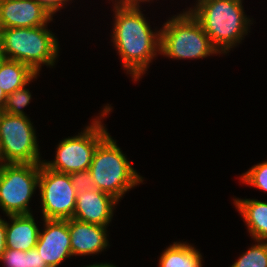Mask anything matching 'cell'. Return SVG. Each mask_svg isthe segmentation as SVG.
Instances as JSON below:
<instances>
[{
  "label": "cell",
  "mask_w": 267,
  "mask_h": 267,
  "mask_svg": "<svg viewBox=\"0 0 267 267\" xmlns=\"http://www.w3.org/2000/svg\"><path fill=\"white\" fill-rule=\"evenodd\" d=\"M114 9L111 40L126 73L135 82L145 75L152 60L160 53L161 31L151 30L140 6H114Z\"/></svg>",
  "instance_id": "1"
},
{
  "label": "cell",
  "mask_w": 267,
  "mask_h": 267,
  "mask_svg": "<svg viewBox=\"0 0 267 267\" xmlns=\"http://www.w3.org/2000/svg\"><path fill=\"white\" fill-rule=\"evenodd\" d=\"M188 11L203 27L221 54L241 43L253 24L245 15L242 0H197Z\"/></svg>",
  "instance_id": "2"
},
{
  "label": "cell",
  "mask_w": 267,
  "mask_h": 267,
  "mask_svg": "<svg viewBox=\"0 0 267 267\" xmlns=\"http://www.w3.org/2000/svg\"><path fill=\"white\" fill-rule=\"evenodd\" d=\"M59 48L58 39L47 25L0 28V49L6 58L28 65L38 75L42 64L55 65Z\"/></svg>",
  "instance_id": "3"
},
{
  "label": "cell",
  "mask_w": 267,
  "mask_h": 267,
  "mask_svg": "<svg viewBox=\"0 0 267 267\" xmlns=\"http://www.w3.org/2000/svg\"><path fill=\"white\" fill-rule=\"evenodd\" d=\"M88 170L95 188L118 201L127 191L144 181L110 134L96 147Z\"/></svg>",
  "instance_id": "4"
},
{
  "label": "cell",
  "mask_w": 267,
  "mask_h": 267,
  "mask_svg": "<svg viewBox=\"0 0 267 267\" xmlns=\"http://www.w3.org/2000/svg\"><path fill=\"white\" fill-rule=\"evenodd\" d=\"M160 53L172 59H200L220 54L203 27L187 10L162 25Z\"/></svg>",
  "instance_id": "5"
},
{
  "label": "cell",
  "mask_w": 267,
  "mask_h": 267,
  "mask_svg": "<svg viewBox=\"0 0 267 267\" xmlns=\"http://www.w3.org/2000/svg\"><path fill=\"white\" fill-rule=\"evenodd\" d=\"M109 112L112 107L107 104L82 132L59 142L53 161L43 160L42 163L53 171L66 174L88 170L96 147L109 134L101 122Z\"/></svg>",
  "instance_id": "6"
},
{
  "label": "cell",
  "mask_w": 267,
  "mask_h": 267,
  "mask_svg": "<svg viewBox=\"0 0 267 267\" xmlns=\"http://www.w3.org/2000/svg\"><path fill=\"white\" fill-rule=\"evenodd\" d=\"M36 131L28 116L0 112L2 164H41Z\"/></svg>",
  "instance_id": "7"
},
{
  "label": "cell",
  "mask_w": 267,
  "mask_h": 267,
  "mask_svg": "<svg viewBox=\"0 0 267 267\" xmlns=\"http://www.w3.org/2000/svg\"><path fill=\"white\" fill-rule=\"evenodd\" d=\"M41 164L0 165V208L8 215L31 214L29 201L39 181Z\"/></svg>",
  "instance_id": "8"
},
{
  "label": "cell",
  "mask_w": 267,
  "mask_h": 267,
  "mask_svg": "<svg viewBox=\"0 0 267 267\" xmlns=\"http://www.w3.org/2000/svg\"><path fill=\"white\" fill-rule=\"evenodd\" d=\"M38 187L43 219L68 220L73 217L77 191L69 174L53 171L41 163Z\"/></svg>",
  "instance_id": "9"
},
{
  "label": "cell",
  "mask_w": 267,
  "mask_h": 267,
  "mask_svg": "<svg viewBox=\"0 0 267 267\" xmlns=\"http://www.w3.org/2000/svg\"><path fill=\"white\" fill-rule=\"evenodd\" d=\"M44 229L39 231L35 248L49 267H58L72 257L69 234V219H43Z\"/></svg>",
  "instance_id": "10"
},
{
  "label": "cell",
  "mask_w": 267,
  "mask_h": 267,
  "mask_svg": "<svg viewBox=\"0 0 267 267\" xmlns=\"http://www.w3.org/2000/svg\"><path fill=\"white\" fill-rule=\"evenodd\" d=\"M53 16L35 0H0V28L39 27Z\"/></svg>",
  "instance_id": "11"
},
{
  "label": "cell",
  "mask_w": 267,
  "mask_h": 267,
  "mask_svg": "<svg viewBox=\"0 0 267 267\" xmlns=\"http://www.w3.org/2000/svg\"><path fill=\"white\" fill-rule=\"evenodd\" d=\"M118 200L113 196L97 190L77 193L73 219L108 226L113 218Z\"/></svg>",
  "instance_id": "12"
},
{
  "label": "cell",
  "mask_w": 267,
  "mask_h": 267,
  "mask_svg": "<svg viewBox=\"0 0 267 267\" xmlns=\"http://www.w3.org/2000/svg\"><path fill=\"white\" fill-rule=\"evenodd\" d=\"M107 226L69 219L72 255H96L109 245Z\"/></svg>",
  "instance_id": "13"
},
{
  "label": "cell",
  "mask_w": 267,
  "mask_h": 267,
  "mask_svg": "<svg viewBox=\"0 0 267 267\" xmlns=\"http://www.w3.org/2000/svg\"><path fill=\"white\" fill-rule=\"evenodd\" d=\"M11 223L6 221V248L29 251L34 249L39 231L33 214L8 215Z\"/></svg>",
  "instance_id": "14"
},
{
  "label": "cell",
  "mask_w": 267,
  "mask_h": 267,
  "mask_svg": "<svg viewBox=\"0 0 267 267\" xmlns=\"http://www.w3.org/2000/svg\"><path fill=\"white\" fill-rule=\"evenodd\" d=\"M234 205L254 240L267 241V202L235 198Z\"/></svg>",
  "instance_id": "15"
},
{
  "label": "cell",
  "mask_w": 267,
  "mask_h": 267,
  "mask_svg": "<svg viewBox=\"0 0 267 267\" xmlns=\"http://www.w3.org/2000/svg\"><path fill=\"white\" fill-rule=\"evenodd\" d=\"M36 74L28 65L22 62L5 59L0 67V87L6 95L30 84L37 79Z\"/></svg>",
  "instance_id": "16"
},
{
  "label": "cell",
  "mask_w": 267,
  "mask_h": 267,
  "mask_svg": "<svg viewBox=\"0 0 267 267\" xmlns=\"http://www.w3.org/2000/svg\"><path fill=\"white\" fill-rule=\"evenodd\" d=\"M202 255L194 246L185 242H174L164 249L159 258V267H203Z\"/></svg>",
  "instance_id": "17"
},
{
  "label": "cell",
  "mask_w": 267,
  "mask_h": 267,
  "mask_svg": "<svg viewBox=\"0 0 267 267\" xmlns=\"http://www.w3.org/2000/svg\"><path fill=\"white\" fill-rule=\"evenodd\" d=\"M254 241L256 244L250 246L230 267H267V241Z\"/></svg>",
  "instance_id": "18"
},
{
  "label": "cell",
  "mask_w": 267,
  "mask_h": 267,
  "mask_svg": "<svg viewBox=\"0 0 267 267\" xmlns=\"http://www.w3.org/2000/svg\"><path fill=\"white\" fill-rule=\"evenodd\" d=\"M26 86L27 85L7 95L6 103L2 112L11 115L27 116L22 108L27 107V105L30 104L32 96Z\"/></svg>",
  "instance_id": "19"
},
{
  "label": "cell",
  "mask_w": 267,
  "mask_h": 267,
  "mask_svg": "<svg viewBox=\"0 0 267 267\" xmlns=\"http://www.w3.org/2000/svg\"><path fill=\"white\" fill-rule=\"evenodd\" d=\"M241 182L267 192V160L252 166L240 177Z\"/></svg>",
  "instance_id": "20"
},
{
  "label": "cell",
  "mask_w": 267,
  "mask_h": 267,
  "mask_svg": "<svg viewBox=\"0 0 267 267\" xmlns=\"http://www.w3.org/2000/svg\"><path fill=\"white\" fill-rule=\"evenodd\" d=\"M0 261L4 263V267H29V251L6 248Z\"/></svg>",
  "instance_id": "21"
},
{
  "label": "cell",
  "mask_w": 267,
  "mask_h": 267,
  "mask_svg": "<svg viewBox=\"0 0 267 267\" xmlns=\"http://www.w3.org/2000/svg\"><path fill=\"white\" fill-rule=\"evenodd\" d=\"M69 175L77 193L95 189L94 179L89 170L76 171L74 173H70Z\"/></svg>",
  "instance_id": "22"
},
{
  "label": "cell",
  "mask_w": 267,
  "mask_h": 267,
  "mask_svg": "<svg viewBox=\"0 0 267 267\" xmlns=\"http://www.w3.org/2000/svg\"><path fill=\"white\" fill-rule=\"evenodd\" d=\"M44 9H46L52 16L60 9L64 8L67 2L72 0H35Z\"/></svg>",
  "instance_id": "23"
},
{
  "label": "cell",
  "mask_w": 267,
  "mask_h": 267,
  "mask_svg": "<svg viewBox=\"0 0 267 267\" xmlns=\"http://www.w3.org/2000/svg\"><path fill=\"white\" fill-rule=\"evenodd\" d=\"M29 267H49L36 248L29 250Z\"/></svg>",
  "instance_id": "24"
},
{
  "label": "cell",
  "mask_w": 267,
  "mask_h": 267,
  "mask_svg": "<svg viewBox=\"0 0 267 267\" xmlns=\"http://www.w3.org/2000/svg\"><path fill=\"white\" fill-rule=\"evenodd\" d=\"M5 235H6V221L5 219L0 217V258L2 253L6 249V242H5Z\"/></svg>",
  "instance_id": "25"
},
{
  "label": "cell",
  "mask_w": 267,
  "mask_h": 267,
  "mask_svg": "<svg viewBox=\"0 0 267 267\" xmlns=\"http://www.w3.org/2000/svg\"><path fill=\"white\" fill-rule=\"evenodd\" d=\"M114 1L113 4L115 3L114 4L115 6H130V5L140 6L141 2H150V0H114Z\"/></svg>",
  "instance_id": "26"
},
{
  "label": "cell",
  "mask_w": 267,
  "mask_h": 267,
  "mask_svg": "<svg viewBox=\"0 0 267 267\" xmlns=\"http://www.w3.org/2000/svg\"><path fill=\"white\" fill-rule=\"evenodd\" d=\"M7 95L4 93V90L0 87V112L3 111L5 103H6Z\"/></svg>",
  "instance_id": "27"
},
{
  "label": "cell",
  "mask_w": 267,
  "mask_h": 267,
  "mask_svg": "<svg viewBox=\"0 0 267 267\" xmlns=\"http://www.w3.org/2000/svg\"><path fill=\"white\" fill-rule=\"evenodd\" d=\"M83 267H116V266L110 263H95V264H91V265H87Z\"/></svg>",
  "instance_id": "28"
},
{
  "label": "cell",
  "mask_w": 267,
  "mask_h": 267,
  "mask_svg": "<svg viewBox=\"0 0 267 267\" xmlns=\"http://www.w3.org/2000/svg\"><path fill=\"white\" fill-rule=\"evenodd\" d=\"M5 59H6V56L4 55V53L0 49V67H1V65Z\"/></svg>",
  "instance_id": "29"
},
{
  "label": "cell",
  "mask_w": 267,
  "mask_h": 267,
  "mask_svg": "<svg viewBox=\"0 0 267 267\" xmlns=\"http://www.w3.org/2000/svg\"><path fill=\"white\" fill-rule=\"evenodd\" d=\"M2 164V160H1V144H0V165Z\"/></svg>",
  "instance_id": "30"
}]
</instances>
